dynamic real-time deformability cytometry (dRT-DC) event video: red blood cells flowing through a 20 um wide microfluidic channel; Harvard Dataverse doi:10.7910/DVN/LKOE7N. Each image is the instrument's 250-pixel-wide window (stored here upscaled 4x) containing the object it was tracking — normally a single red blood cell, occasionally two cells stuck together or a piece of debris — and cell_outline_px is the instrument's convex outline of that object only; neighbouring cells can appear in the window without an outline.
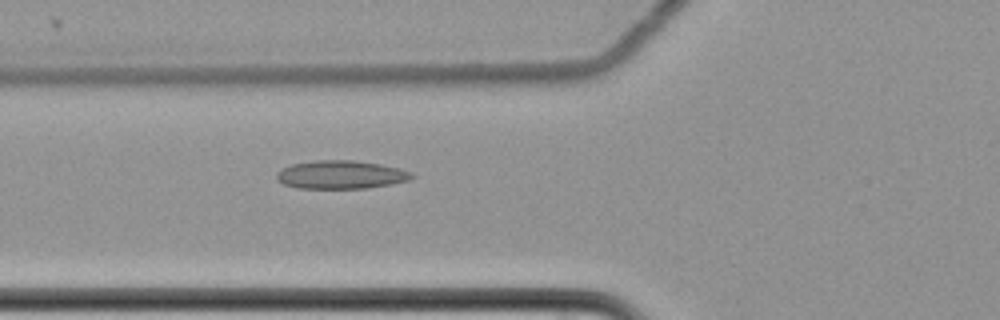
{"species": "common noctule bat (a hibernating species)", "species_latin": "Nyctalus noctula", "temperature_condition": "cold", "stored_images_in_passage": 60, "camera_frame_rate_fps": 3000, "um_per_image_px": 0.085, "animal": {"sex": "female", "body_mass_g": 22.7, "forearm_length_mm": 54.2}, "frame": {"image": 1, "passage_image": 24, "time_ms": 7.667, "image_size_px": [1000, 320], "cell_outline_px": [[416, 176], [408, 180], [392, 184], [368, 188], [296, 188], [284, 184], [276, 180], [276, 172], [292, 164], [316, 160], [352, 160], [380, 164], [400, 168], [412, 172]], "centroid_in_image_um": [28.99, 14.85], "position_along_channel_um": 96.8, "area_um2": 22.37}}
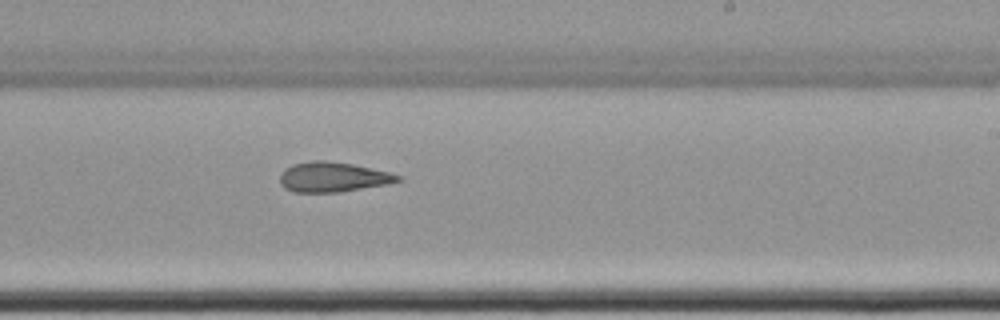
{"frame": {"image": 2, "passage_image": 38, "time_ms": 12.333, "image_size_px": [1000, 320], "cell_outline_px": [[404, 180], [388, 184], [340, 192], [292, 192], [284, 188], [280, 184], [280, 176], [284, 168], [292, 164], [312, 160], [324, 160], [352, 164], [388, 172], [404, 176]], "centroid_in_image_um": [28.3, 15.05], "position_along_channel_um": 260.7, "area_um2": 20.75}}
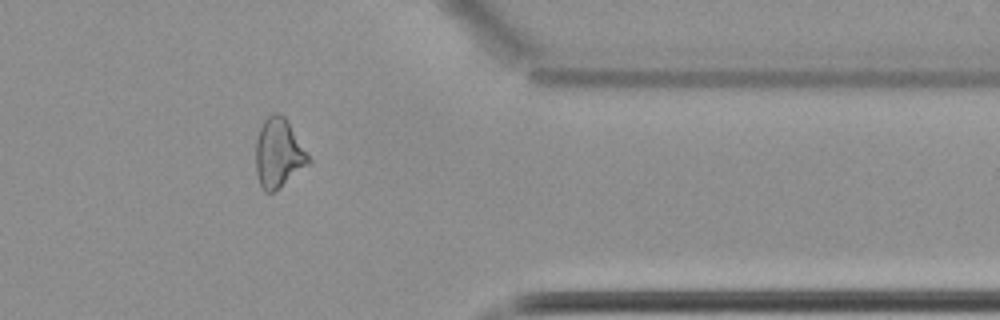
{"frame": {"image": 3, "passage_image": 50, "time_ms": 16.333, "image_size_px": [1000, 320], "cell_outline_px": [[312, 160], [308, 164], [280, 188], [272, 192], [264, 192], [260, 184], [256, 172], [256, 140], [260, 128], [264, 120], [272, 112], [276, 112], [284, 116], [288, 120]], "centroid_in_image_um": [23.68, 13.01], "position_along_channel_um": 387.7, "area_um2": 21.27}, "authors_computed_cell_mechanics": {"area_um2": 22.1663, "velocity_mm_per_s": 3.5131, "shape_relaxation_time_tau1_ms": null, "shape_relaxation_time_tau2_ms": 3.1377, "deformation_change_tau1": null, "deformation_change_tau2": 0.1117}}